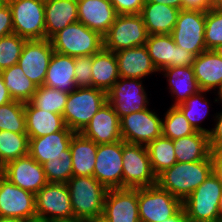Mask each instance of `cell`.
Masks as SVG:
<instances>
[{"label":"cell","instance_id":"43","mask_svg":"<svg viewBox=\"0 0 222 222\" xmlns=\"http://www.w3.org/2000/svg\"><path fill=\"white\" fill-rule=\"evenodd\" d=\"M93 56L75 57V84L77 87H92Z\"/></svg>","mask_w":222,"mask_h":222},{"label":"cell","instance_id":"52","mask_svg":"<svg viewBox=\"0 0 222 222\" xmlns=\"http://www.w3.org/2000/svg\"><path fill=\"white\" fill-rule=\"evenodd\" d=\"M55 222H89V220L82 218H73V219L55 220Z\"/></svg>","mask_w":222,"mask_h":222},{"label":"cell","instance_id":"12","mask_svg":"<svg viewBox=\"0 0 222 222\" xmlns=\"http://www.w3.org/2000/svg\"><path fill=\"white\" fill-rule=\"evenodd\" d=\"M120 129L123 141L147 146L162 136V118L147 108L121 117Z\"/></svg>","mask_w":222,"mask_h":222},{"label":"cell","instance_id":"39","mask_svg":"<svg viewBox=\"0 0 222 222\" xmlns=\"http://www.w3.org/2000/svg\"><path fill=\"white\" fill-rule=\"evenodd\" d=\"M0 130L26 133L25 103L13 100L0 106Z\"/></svg>","mask_w":222,"mask_h":222},{"label":"cell","instance_id":"41","mask_svg":"<svg viewBox=\"0 0 222 222\" xmlns=\"http://www.w3.org/2000/svg\"><path fill=\"white\" fill-rule=\"evenodd\" d=\"M26 41L15 33L0 38V71L18 64Z\"/></svg>","mask_w":222,"mask_h":222},{"label":"cell","instance_id":"30","mask_svg":"<svg viewBox=\"0 0 222 222\" xmlns=\"http://www.w3.org/2000/svg\"><path fill=\"white\" fill-rule=\"evenodd\" d=\"M73 176H93L98 144L75 133L70 141Z\"/></svg>","mask_w":222,"mask_h":222},{"label":"cell","instance_id":"11","mask_svg":"<svg viewBox=\"0 0 222 222\" xmlns=\"http://www.w3.org/2000/svg\"><path fill=\"white\" fill-rule=\"evenodd\" d=\"M35 205L39 220L74 218L67 183L48 182L35 194Z\"/></svg>","mask_w":222,"mask_h":222},{"label":"cell","instance_id":"45","mask_svg":"<svg viewBox=\"0 0 222 222\" xmlns=\"http://www.w3.org/2000/svg\"><path fill=\"white\" fill-rule=\"evenodd\" d=\"M214 120L216 124L208 134L211 152L222 150V112L215 113Z\"/></svg>","mask_w":222,"mask_h":222},{"label":"cell","instance_id":"2","mask_svg":"<svg viewBox=\"0 0 222 222\" xmlns=\"http://www.w3.org/2000/svg\"><path fill=\"white\" fill-rule=\"evenodd\" d=\"M67 187L74 218L102 217L107 189L93 176H72Z\"/></svg>","mask_w":222,"mask_h":222},{"label":"cell","instance_id":"60","mask_svg":"<svg viewBox=\"0 0 222 222\" xmlns=\"http://www.w3.org/2000/svg\"><path fill=\"white\" fill-rule=\"evenodd\" d=\"M29 222H55V221H46V220L34 219V220L29 221Z\"/></svg>","mask_w":222,"mask_h":222},{"label":"cell","instance_id":"36","mask_svg":"<svg viewBox=\"0 0 222 222\" xmlns=\"http://www.w3.org/2000/svg\"><path fill=\"white\" fill-rule=\"evenodd\" d=\"M29 138L27 133L0 130V162H8L28 155Z\"/></svg>","mask_w":222,"mask_h":222},{"label":"cell","instance_id":"38","mask_svg":"<svg viewBox=\"0 0 222 222\" xmlns=\"http://www.w3.org/2000/svg\"><path fill=\"white\" fill-rule=\"evenodd\" d=\"M68 95L69 93L42 85L37 88L30 102L41 110L62 115Z\"/></svg>","mask_w":222,"mask_h":222},{"label":"cell","instance_id":"61","mask_svg":"<svg viewBox=\"0 0 222 222\" xmlns=\"http://www.w3.org/2000/svg\"><path fill=\"white\" fill-rule=\"evenodd\" d=\"M3 169H4V166L0 164V178L3 176Z\"/></svg>","mask_w":222,"mask_h":222},{"label":"cell","instance_id":"49","mask_svg":"<svg viewBox=\"0 0 222 222\" xmlns=\"http://www.w3.org/2000/svg\"><path fill=\"white\" fill-rule=\"evenodd\" d=\"M13 101L8 89L4 84L2 75L0 74V106Z\"/></svg>","mask_w":222,"mask_h":222},{"label":"cell","instance_id":"56","mask_svg":"<svg viewBox=\"0 0 222 222\" xmlns=\"http://www.w3.org/2000/svg\"><path fill=\"white\" fill-rule=\"evenodd\" d=\"M219 57L222 58V44L218 45L214 50H213Z\"/></svg>","mask_w":222,"mask_h":222},{"label":"cell","instance_id":"54","mask_svg":"<svg viewBox=\"0 0 222 222\" xmlns=\"http://www.w3.org/2000/svg\"><path fill=\"white\" fill-rule=\"evenodd\" d=\"M217 91L218 92H217L216 96L218 95L217 96L218 98H215L214 101L217 102V103H222V84H221L220 88Z\"/></svg>","mask_w":222,"mask_h":222},{"label":"cell","instance_id":"40","mask_svg":"<svg viewBox=\"0 0 222 222\" xmlns=\"http://www.w3.org/2000/svg\"><path fill=\"white\" fill-rule=\"evenodd\" d=\"M47 182L67 183L73 176L70 148L66 149V155L50 157L42 164Z\"/></svg>","mask_w":222,"mask_h":222},{"label":"cell","instance_id":"53","mask_svg":"<svg viewBox=\"0 0 222 222\" xmlns=\"http://www.w3.org/2000/svg\"><path fill=\"white\" fill-rule=\"evenodd\" d=\"M213 9H222V0H212Z\"/></svg>","mask_w":222,"mask_h":222},{"label":"cell","instance_id":"4","mask_svg":"<svg viewBox=\"0 0 222 222\" xmlns=\"http://www.w3.org/2000/svg\"><path fill=\"white\" fill-rule=\"evenodd\" d=\"M222 183L212 172L183 202L190 222H220Z\"/></svg>","mask_w":222,"mask_h":222},{"label":"cell","instance_id":"15","mask_svg":"<svg viewBox=\"0 0 222 222\" xmlns=\"http://www.w3.org/2000/svg\"><path fill=\"white\" fill-rule=\"evenodd\" d=\"M122 140L98 144L93 177L107 190L123 188Z\"/></svg>","mask_w":222,"mask_h":222},{"label":"cell","instance_id":"27","mask_svg":"<svg viewBox=\"0 0 222 222\" xmlns=\"http://www.w3.org/2000/svg\"><path fill=\"white\" fill-rule=\"evenodd\" d=\"M25 124L28 138H37L61 131L66 125L63 116L25 103Z\"/></svg>","mask_w":222,"mask_h":222},{"label":"cell","instance_id":"10","mask_svg":"<svg viewBox=\"0 0 222 222\" xmlns=\"http://www.w3.org/2000/svg\"><path fill=\"white\" fill-rule=\"evenodd\" d=\"M205 22L206 11L181 9L171 33L175 44L195 56L206 51Z\"/></svg>","mask_w":222,"mask_h":222},{"label":"cell","instance_id":"7","mask_svg":"<svg viewBox=\"0 0 222 222\" xmlns=\"http://www.w3.org/2000/svg\"><path fill=\"white\" fill-rule=\"evenodd\" d=\"M149 34L140 14H120L103 36V48L117 52L145 45Z\"/></svg>","mask_w":222,"mask_h":222},{"label":"cell","instance_id":"31","mask_svg":"<svg viewBox=\"0 0 222 222\" xmlns=\"http://www.w3.org/2000/svg\"><path fill=\"white\" fill-rule=\"evenodd\" d=\"M119 78L118 62L114 52L102 48L93 55L92 87L107 93Z\"/></svg>","mask_w":222,"mask_h":222},{"label":"cell","instance_id":"13","mask_svg":"<svg viewBox=\"0 0 222 222\" xmlns=\"http://www.w3.org/2000/svg\"><path fill=\"white\" fill-rule=\"evenodd\" d=\"M142 83V79L120 77L107 92V102L114 108L119 118L147 109L150 105V99Z\"/></svg>","mask_w":222,"mask_h":222},{"label":"cell","instance_id":"37","mask_svg":"<svg viewBox=\"0 0 222 222\" xmlns=\"http://www.w3.org/2000/svg\"><path fill=\"white\" fill-rule=\"evenodd\" d=\"M164 114L162 136L175 140L196 132V129L176 106H170Z\"/></svg>","mask_w":222,"mask_h":222},{"label":"cell","instance_id":"58","mask_svg":"<svg viewBox=\"0 0 222 222\" xmlns=\"http://www.w3.org/2000/svg\"><path fill=\"white\" fill-rule=\"evenodd\" d=\"M219 215H220V222H221L222 221V196L220 198Z\"/></svg>","mask_w":222,"mask_h":222},{"label":"cell","instance_id":"22","mask_svg":"<svg viewBox=\"0 0 222 222\" xmlns=\"http://www.w3.org/2000/svg\"><path fill=\"white\" fill-rule=\"evenodd\" d=\"M115 55L120 77L143 79L150 76L151 73H158L145 45L122 49L115 52Z\"/></svg>","mask_w":222,"mask_h":222},{"label":"cell","instance_id":"55","mask_svg":"<svg viewBox=\"0 0 222 222\" xmlns=\"http://www.w3.org/2000/svg\"><path fill=\"white\" fill-rule=\"evenodd\" d=\"M0 222H25L18 219L0 217Z\"/></svg>","mask_w":222,"mask_h":222},{"label":"cell","instance_id":"26","mask_svg":"<svg viewBox=\"0 0 222 222\" xmlns=\"http://www.w3.org/2000/svg\"><path fill=\"white\" fill-rule=\"evenodd\" d=\"M192 68L201 90L211 92V90L217 91L220 88L222 84V58L213 50H206L196 56Z\"/></svg>","mask_w":222,"mask_h":222},{"label":"cell","instance_id":"1","mask_svg":"<svg viewBox=\"0 0 222 222\" xmlns=\"http://www.w3.org/2000/svg\"><path fill=\"white\" fill-rule=\"evenodd\" d=\"M212 172V160L176 162L157 176L156 184L183 202Z\"/></svg>","mask_w":222,"mask_h":222},{"label":"cell","instance_id":"50","mask_svg":"<svg viewBox=\"0 0 222 222\" xmlns=\"http://www.w3.org/2000/svg\"><path fill=\"white\" fill-rule=\"evenodd\" d=\"M145 3H157L170 7H175L179 10L182 9V0H145Z\"/></svg>","mask_w":222,"mask_h":222},{"label":"cell","instance_id":"21","mask_svg":"<svg viewBox=\"0 0 222 222\" xmlns=\"http://www.w3.org/2000/svg\"><path fill=\"white\" fill-rule=\"evenodd\" d=\"M77 2L78 22L103 37L118 15L110 0H77Z\"/></svg>","mask_w":222,"mask_h":222},{"label":"cell","instance_id":"47","mask_svg":"<svg viewBox=\"0 0 222 222\" xmlns=\"http://www.w3.org/2000/svg\"><path fill=\"white\" fill-rule=\"evenodd\" d=\"M182 9L208 11L212 9V0H182Z\"/></svg>","mask_w":222,"mask_h":222},{"label":"cell","instance_id":"14","mask_svg":"<svg viewBox=\"0 0 222 222\" xmlns=\"http://www.w3.org/2000/svg\"><path fill=\"white\" fill-rule=\"evenodd\" d=\"M0 217L25 222L37 219L35 194L14 185L4 175L0 178Z\"/></svg>","mask_w":222,"mask_h":222},{"label":"cell","instance_id":"44","mask_svg":"<svg viewBox=\"0 0 222 222\" xmlns=\"http://www.w3.org/2000/svg\"><path fill=\"white\" fill-rule=\"evenodd\" d=\"M118 15L140 14L145 0H110Z\"/></svg>","mask_w":222,"mask_h":222},{"label":"cell","instance_id":"35","mask_svg":"<svg viewBox=\"0 0 222 222\" xmlns=\"http://www.w3.org/2000/svg\"><path fill=\"white\" fill-rule=\"evenodd\" d=\"M208 91L200 90L198 93L190 96L185 102L177 105L176 107L183 113L189 123L196 129V131L204 132L209 134L211 129L202 127V120L208 117L209 104L206 99ZM205 94V95H204Z\"/></svg>","mask_w":222,"mask_h":222},{"label":"cell","instance_id":"33","mask_svg":"<svg viewBox=\"0 0 222 222\" xmlns=\"http://www.w3.org/2000/svg\"><path fill=\"white\" fill-rule=\"evenodd\" d=\"M4 84L13 100L30 102L38 86L24 74L18 64L0 71Z\"/></svg>","mask_w":222,"mask_h":222},{"label":"cell","instance_id":"3","mask_svg":"<svg viewBox=\"0 0 222 222\" xmlns=\"http://www.w3.org/2000/svg\"><path fill=\"white\" fill-rule=\"evenodd\" d=\"M107 102V93L94 87H77L69 93L63 120L67 128L80 133Z\"/></svg>","mask_w":222,"mask_h":222},{"label":"cell","instance_id":"5","mask_svg":"<svg viewBox=\"0 0 222 222\" xmlns=\"http://www.w3.org/2000/svg\"><path fill=\"white\" fill-rule=\"evenodd\" d=\"M54 52L68 56H93L103 48V37L80 22L66 26L51 39Z\"/></svg>","mask_w":222,"mask_h":222},{"label":"cell","instance_id":"16","mask_svg":"<svg viewBox=\"0 0 222 222\" xmlns=\"http://www.w3.org/2000/svg\"><path fill=\"white\" fill-rule=\"evenodd\" d=\"M145 46L158 72L174 66H192L196 58L194 54L177 46L171 34L149 35Z\"/></svg>","mask_w":222,"mask_h":222},{"label":"cell","instance_id":"9","mask_svg":"<svg viewBox=\"0 0 222 222\" xmlns=\"http://www.w3.org/2000/svg\"><path fill=\"white\" fill-rule=\"evenodd\" d=\"M181 208L182 201L157 184L138 188L140 222H162L174 216Z\"/></svg>","mask_w":222,"mask_h":222},{"label":"cell","instance_id":"19","mask_svg":"<svg viewBox=\"0 0 222 222\" xmlns=\"http://www.w3.org/2000/svg\"><path fill=\"white\" fill-rule=\"evenodd\" d=\"M3 175L14 185L36 194L48 182L43 165L35 161L29 154L8 162Z\"/></svg>","mask_w":222,"mask_h":222},{"label":"cell","instance_id":"18","mask_svg":"<svg viewBox=\"0 0 222 222\" xmlns=\"http://www.w3.org/2000/svg\"><path fill=\"white\" fill-rule=\"evenodd\" d=\"M102 217L107 222H140L138 188L107 190Z\"/></svg>","mask_w":222,"mask_h":222},{"label":"cell","instance_id":"25","mask_svg":"<svg viewBox=\"0 0 222 222\" xmlns=\"http://www.w3.org/2000/svg\"><path fill=\"white\" fill-rule=\"evenodd\" d=\"M43 85L66 93L75 90V57L54 52Z\"/></svg>","mask_w":222,"mask_h":222},{"label":"cell","instance_id":"6","mask_svg":"<svg viewBox=\"0 0 222 222\" xmlns=\"http://www.w3.org/2000/svg\"><path fill=\"white\" fill-rule=\"evenodd\" d=\"M123 188H144L156 185L150 157L145 145L122 140Z\"/></svg>","mask_w":222,"mask_h":222},{"label":"cell","instance_id":"46","mask_svg":"<svg viewBox=\"0 0 222 222\" xmlns=\"http://www.w3.org/2000/svg\"><path fill=\"white\" fill-rule=\"evenodd\" d=\"M13 33L12 11L8 3L0 10V38Z\"/></svg>","mask_w":222,"mask_h":222},{"label":"cell","instance_id":"28","mask_svg":"<svg viewBox=\"0 0 222 222\" xmlns=\"http://www.w3.org/2000/svg\"><path fill=\"white\" fill-rule=\"evenodd\" d=\"M161 72L167 78V82H169V93H171L172 97H175V101L171 106L182 104L190 96L201 90L192 66H174L165 68Z\"/></svg>","mask_w":222,"mask_h":222},{"label":"cell","instance_id":"59","mask_svg":"<svg viewBox=\"0 0 222 222\" xmlns=\"http://www.w3.org/2000/svg\"><path fill=\"white\" fill-rule=\"evenodd\" d=\"M7 4V0H0V10Z\"/></svg>","mask_w":222,"mask_h":222},{"label":"cell","instance_id":"57","mask_svg":"<svg viewBox=\"0 0 222 222\" xmlns=\"http://www.w3.org/2000/svg\"><path fill=\"white\" fill-rule=\"evenodd\" d=\"M89 222H107L103 217H98L95 219H90Z\"/></svg>","mask_w":222,"mask_h":222},{"label":"cell","instance_id":"17","mask_svg":"<svg viewBox=\"0 0 222 222\" xmlns=\"http://www.w3.org/2000/svg\"><path fill=\"white\" fill-rule=\"evenodd\" d=\"M54 49L49 39L27 40L23 46L18 65L24 74L38 87L44 84Z\"/></svg>","mask_w":222,"mask_h":222},{"label":"cell","instance_id":"8","mask_svg":"<svg viewBox=\"0 0 222 222\" xmlns=\"http://www.w3.org/2000/svg\"><path fill=\"white\" fill-rule=\"evenodd\" d=\"M13 33L26 40L45 39V0H7Z\"/></svg>","mask_w":222,"mask_h":222},{"label":"cell","instance_id":"20","mask_svg":"<svg viewBox=\"0 0 222 222\" xmlns=\"http://www.w3.org/2000/svg\"><path fill=\"white\" fill-rule=\"evenodd\" d=\"M96 144L114 143L122 140L120 118L106 102L80 132Z\"/></svg>","mask_w":222,"mask_h":222},{"label":"cell","instance_id":"51","mask_svg":"<svg viewBox=\"0 0 222 222\" xmlns=\"http://www.w3.org/2000/svg\"><path fill=\"white\" fill-rule=\"evenodd\" d=\"M162 222H190L183 207L172 217Z\"/></svg>","mask_w":222,"mask_h":222},{"label":"cell","instance_id":"48","mask_svg":"<svg viewBox=\"0 0 222 222\" xmlns=\"http://www.w3.org/2000/svg\"><path fill=\"white\" fill-rule=\"evenodd\" d=\"M211 160L213 165V173L217 176V178L222 183V150L212 152Z\"/></svg>","mask_w":222,"mask_h":222},{"label":"cell","instance_id":"32","mask_svg":"<svg viewBox=\"0 0 222 222\" xmlns=\"http://www.w3.org/2000/svg\"><path fill=\"white\" fill-rule=\"evenodd\" d=\"M177 162L211 160L209 135L196 131L194 134L173 140Z\"/></svg>","mask_w":222,"mask_h":222},{"label":"cell","instance_id":"23","mask_svg":"<svg viewBox=\"0 0 222 222\" xmlns=\"http://www.w3.org/2000/svg\"><path fill=\"white\" fill-rule=\"evenodd\" d=\"M75 133L65 126L58 132L29 138L28 154L40 164L45 163L50 157L66 155V149Z\"/></svg>","mask_w":222,"mask_h":222},{"label":"cell","instance_id":"42","mask_svg":"<svg viewBox=\"0 0 222 222\" xmlns=\"http://www.w3.org/2000/svg\"><path fill=\"white\" fill-rule=\"evenodd\" d=\"M222 44V9L206 11L205 46L206 50H214Z\"/></svg>","mask_w":222,"mask_h":222},{"label":"cell","instance_id":"29","mask_svg":"<svg viewBox=\"0 0 222 222\" xmlns=\"http://www.w3.org/2000/svg\"><path fill=\"white\" fill-rule=\"evenodd\" d=\"M180 10L157 3H145L140 15L149 35L171 34Z\"/></svg>","mask_w":222,"mask_h":222},{"label":"cell","instance_id":"34","mask_svg":"<svg viewBox=\"0 0 222 222\" xmlns=\"http://www.w3.org/2000/svg\"><path fill=\"white\" fill-rule=\"evenodd\" d=\"M152 170L156 176L172 167L176 161L173 140L160 136L147 146Z\"/></svg>","mask_w":222,"mask_h":222},{"label":"cell","instance_id":"24","mask_svg":"<svg viewBox=\"0 0 222 222\" xmlns=\"http://www.w3.org/2000/svg\"><path fill=\"white\" fill-rule=\"evenodd\" d=\"M78 22L77 0H45V39Z\"/></svg>","mask_w":222,"mask_h":222}]
</instances>
